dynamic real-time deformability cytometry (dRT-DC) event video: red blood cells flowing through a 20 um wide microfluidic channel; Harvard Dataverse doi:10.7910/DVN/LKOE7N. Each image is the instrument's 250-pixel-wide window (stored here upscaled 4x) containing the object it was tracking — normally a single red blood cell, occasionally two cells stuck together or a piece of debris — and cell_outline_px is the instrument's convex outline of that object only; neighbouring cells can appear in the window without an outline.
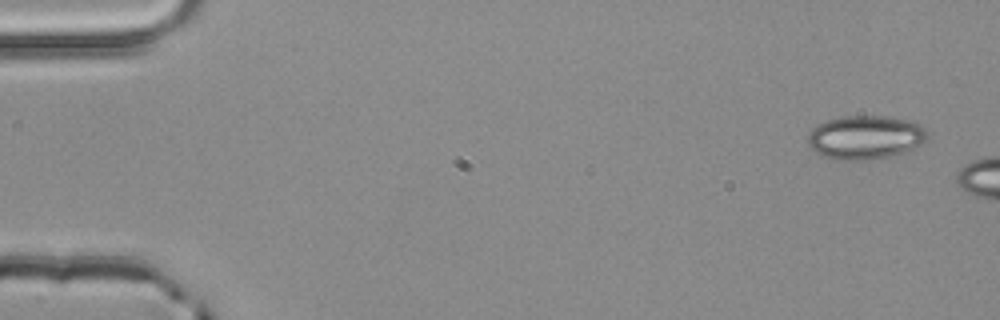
{"species": "common noctule bat (a hibernating species)", "species_latin": "Nyctalus noctula", "temperature_condition": "room temperature", "stored_images_in_passage": 4, "camera_frame_rate_fps": 3000, "um_per_image_px": 0.085, "animal": {"sex": "male", "body_mass_g": 20.4}, "frame": {"image": 1, "passage_image": 1, "time_ms": 0.0, "image_size_px": [1000, 320], "cell_outline_px": [[928, 136], [920, 144], [896, 156], [872, 160], [832, 160], [816, 152], [808, 144], [808, 132], [812, 128], [828, 120], [840, 116], [884, 116], [908, 120], [920, 124], [928, 132]], "centroid_in_image_um": [73.55, 11.69], "position_along_channel_um": 11.5, "area_um2": 30.69}}